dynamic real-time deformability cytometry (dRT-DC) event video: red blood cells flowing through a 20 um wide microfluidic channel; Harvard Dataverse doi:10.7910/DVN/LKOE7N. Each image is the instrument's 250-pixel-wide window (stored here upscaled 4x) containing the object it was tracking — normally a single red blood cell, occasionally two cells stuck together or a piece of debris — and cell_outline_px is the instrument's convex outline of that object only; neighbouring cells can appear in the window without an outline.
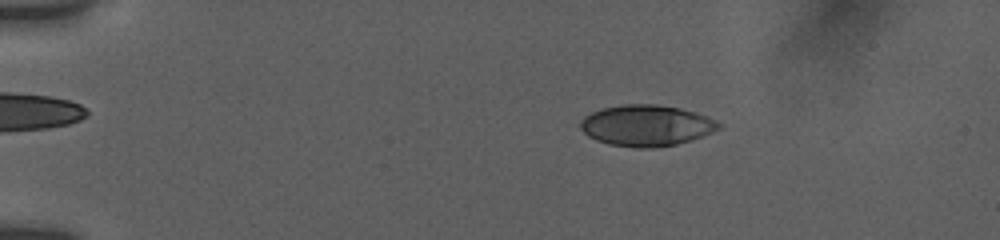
{"species": "human", "species_latin": "Homo sapiens", "temperature_condition": "room temperature", "stored_images_in_passage": 18, "camera_frame_rate_fps": 3000, "um_per_image_px": 0.085, "donor": {"sex": "female"}, "frame": {"image": 1, "passage_image": 9, "time_ms": 3.0, "image_size_px": [1000, 240], "cell_outline_px": [[720, 128], [712, 132], [692, 140], [676, 144], [652, 148], [636, 148], [608, 144], [596, 140], [588, 136], [580, 128], [580, 120], [584, 116], [600, 108], [624, 104], [656, 104], [680, 108], [696, 112], [716, 120], [720, 124]], "centroid_in_image_um": [54.92, 10.66], "position_along_channel_um": 30.1, "area_um2": 33.29}}
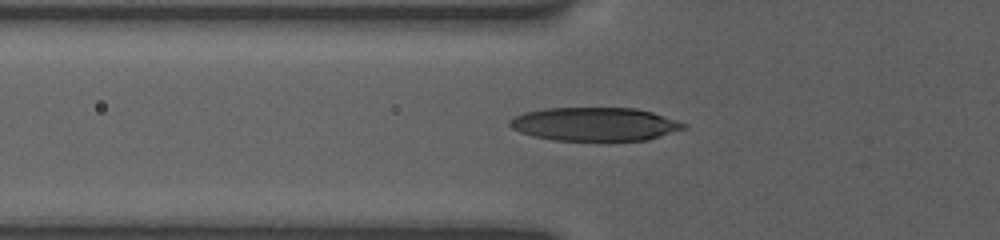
{"frame": {"image": 2, "passage_image": 15, "time_ms": 6.333, "image_size_px": [1000, 240], "cell_outline_px": [[688, 124], [684, 128], [648, 140], [552, 140], [532, 136], [520, 132], [512, 128], [508, 124], [508, 120], [524, 112], [544, 108], [636, 108], [652, 112]], "centroid_in_image_um": [50.52, 10.55], "position_along_channel_um": 75.3, "area_um2": 33.81}}
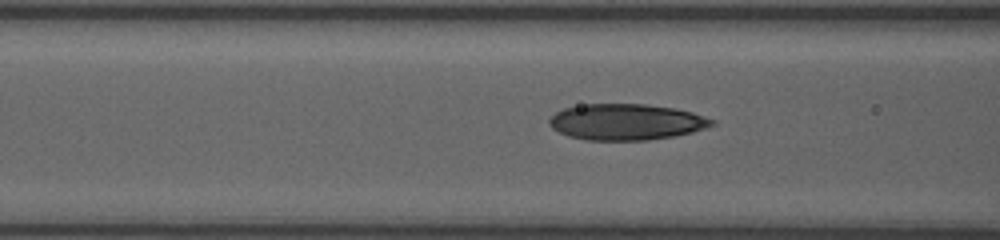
{"frame": {"image": 3, "passage_image": 17, "time_ms": 7.333, "image_size_px": [1000, 240], "cell_outline_px": [[716, 124], [692, 132], [672, 136], [648, 140], [588, 140], [568, 136], [552, 128], [548, 124], [548, 120], [556, 112], [564, 108], [584, 104], [644, 104], [672, 108], [692, 112], [716, 120]], "centroid_in_image_um": [53.22, 10.36], "position_along_channel_um": 113.4, "area_um2": 34.1}}